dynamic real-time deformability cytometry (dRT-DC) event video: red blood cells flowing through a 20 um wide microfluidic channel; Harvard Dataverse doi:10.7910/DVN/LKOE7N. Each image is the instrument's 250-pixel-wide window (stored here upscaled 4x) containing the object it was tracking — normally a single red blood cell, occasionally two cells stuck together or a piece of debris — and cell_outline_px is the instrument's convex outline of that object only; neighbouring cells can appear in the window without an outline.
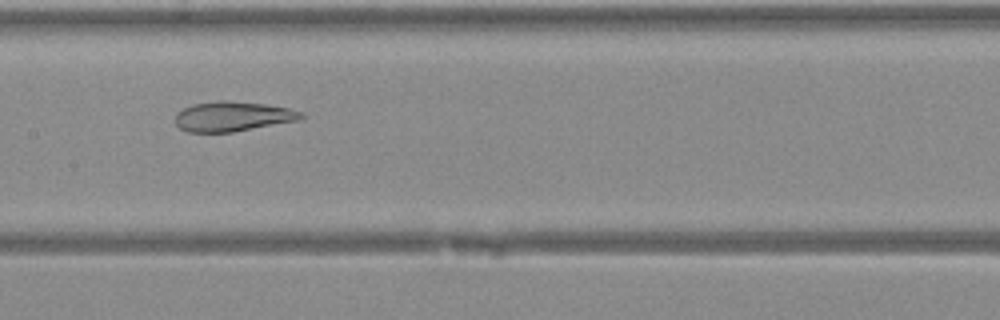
{"species": "Egyptian fruit bat (a non-hibernating species)", "species_latin": "Rousettus aegyptiacus", "temperature_condition": "warm", "stored_images_in_passage": 26, "camera_frame_rate_fps": 3000, "um_per_image_px": 0.085, "animal": {"sex": "female"}, "frame": {"image": 1, "passage_image": 9, "time_ms": 2.667, "image_size_px": [1000, 320], "cell_outline_px": [[304, 116], [300, 120], [232, 132], [188, 132], [180, 128], [176, 124], [176, 112], [192, 104], [216, 100], [228, 100], [264, 104], [288, 108], [304, 112]], "centroid_in_image_um": [19.78, 9.89], "position_along_channel_um": 187.6, "area_um2": 21.96}}
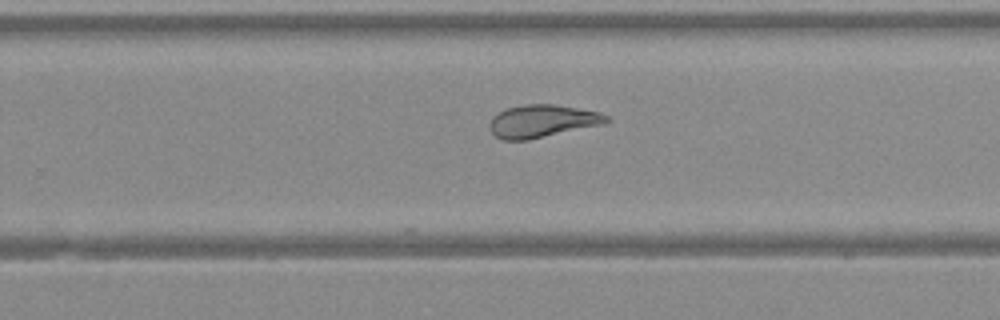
{"frame": {"image": 2, "passage_image": 15, "time_ms": 4.667, "image_size_px": [1000, 320], "cell_outline_px": [[608, 120], [604, 124], [528, 140], [504, 140], [496, 136], [488, 128], [488, 124], [492, 116], [508, 108], [528, 104], [556, 104], [600, 112], [608, 116]], "centroid_in_image_um": [46.08, 10.3], "position_along_channel_um": 283.7, "area_um2": 22.2}}
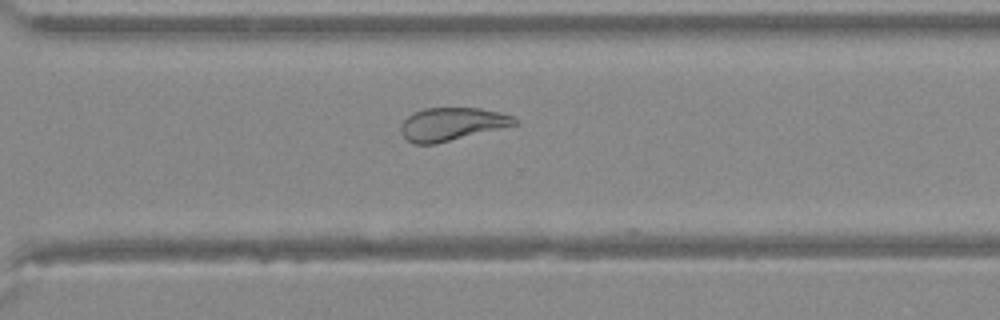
{"frame": {"image": 3, "passage_image": 18, "time_ms": 5.667, "image_size_px": [1000, 320], "cell_outline_px": [[520, 124], [436, 144], [412, 144], [400, 132], [400, 124], [408, 116], [424, 108], [480, 108], [500, 112], [512, 116], [520, 120]], "centroid_in_image_um": [38.44, 10.55], "position_along_channel_um": 332.2, "area_um2": 22.08}}